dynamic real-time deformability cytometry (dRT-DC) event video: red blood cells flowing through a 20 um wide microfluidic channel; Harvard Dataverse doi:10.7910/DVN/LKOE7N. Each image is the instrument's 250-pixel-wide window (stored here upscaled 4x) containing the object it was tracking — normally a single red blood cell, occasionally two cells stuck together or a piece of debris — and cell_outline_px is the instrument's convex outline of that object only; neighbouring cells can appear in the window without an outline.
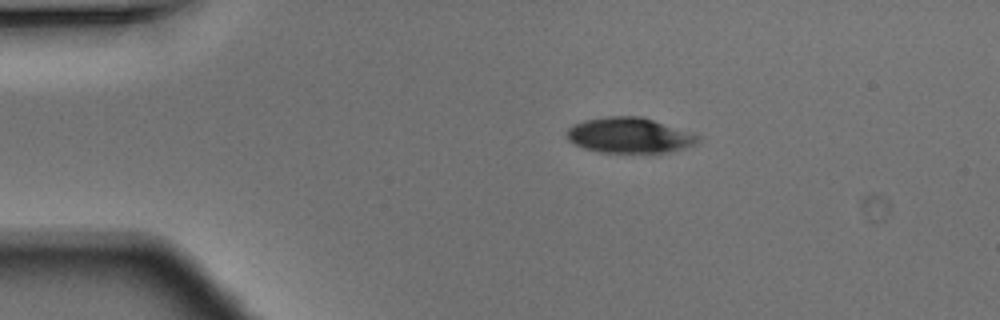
{"species": "Egyptian fruit bat (a non-hibernating species)", "species_latin": "Rousettus aegyptiacus", "temperature_condition": "warm", "stored_images_in_passage": 2, "camera_frame_rate_fps": 3000, "um_per_image_px": 0.085, "animal": {"sex": "male"}, "frame": {"image": 1, "passage_image": 1, "time_ms": 0.0, "image_size_px": [1000, 320], "cell_outline_px": [[700, 140], [684, 148], [668, 152], [600, 152], [584, 148], [568, 140], [568, 128], [572, 124], [584, 120], [608, 116], [640, 116], [700, 136]], "centroid_in_image_um": [53.45, 11.5], "position_along_channel_um": 31.5, "area_um2": 26.53}}